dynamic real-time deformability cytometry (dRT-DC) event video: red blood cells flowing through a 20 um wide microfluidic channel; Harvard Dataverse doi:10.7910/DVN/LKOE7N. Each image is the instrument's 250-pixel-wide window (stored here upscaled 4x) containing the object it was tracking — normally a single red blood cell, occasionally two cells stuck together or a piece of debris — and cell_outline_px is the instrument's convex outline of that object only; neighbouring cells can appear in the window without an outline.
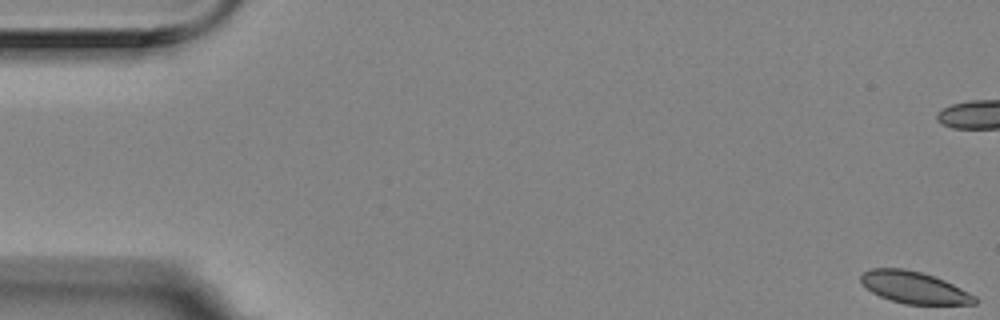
{"species": "Egyptian fruit bat (a non-hibernating species)", "species_latin": "Rousettus aegyptiacus", "temperature_condition": "room temperature", "stored_images_in_passage": 8, "camera_frame_rate_fps": 3000, "um_per_image_px": 0.085, "animal": {"sex": "female"}, "frame": {"image": 1, "passage_image": 1, "time_ms": 0.0, "image_size_px": [1000, 320], "cell_outline_px": [[976, 304], [904, 304], [880, 296], [872, 292], [860, 280], [860, 276], [864, 272], [872, 268], [904, 268], [920, 272], [944, 280], [976, 296]], "centroid_in_image_um": [77.69, 24.43], "position_along_channel_um": 7.3, "area_um2": 20.81}}
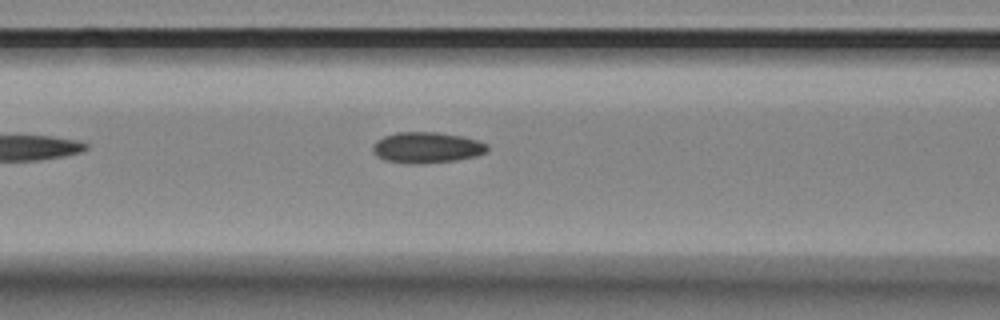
{"frame": {"image": 2, "passage_image": 8, "time_ms": 2.333, "image_size_px": [1000, 320], "cell_outline_px": [[488, 152], [476, 156], [456, 160], [420, 164], [384, 160], [376, 156], [372, 152], [372, 144], [376, 140], [384, 136], [396, 132], [436, 132], [460, 136], [480, 140], [488, 144]], "centroid_in_image_um": [36.28, 12.54], "position_along_channel_um": 130.3, "area_um2": 20.81}}